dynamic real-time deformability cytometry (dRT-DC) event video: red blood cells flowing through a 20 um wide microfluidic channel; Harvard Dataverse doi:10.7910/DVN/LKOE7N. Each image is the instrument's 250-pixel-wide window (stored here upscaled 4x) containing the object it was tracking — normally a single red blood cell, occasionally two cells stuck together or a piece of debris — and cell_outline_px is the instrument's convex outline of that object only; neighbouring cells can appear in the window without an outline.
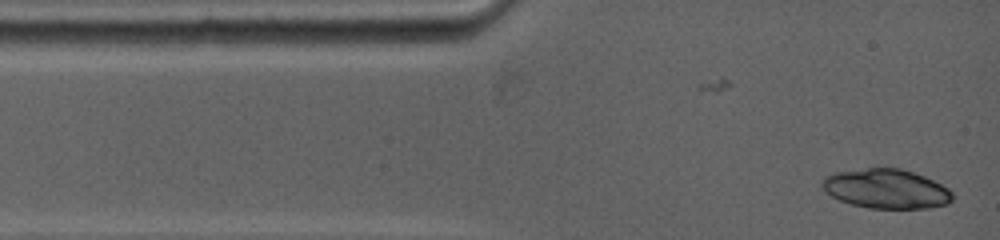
{"species": "common noctule bat (a hibernating species)", "species_latin": "Nyctalus noctula", "temperature_condition": "warm", "stored_images_in_passage": 2, "camera_frame_rate_fps": 5000, "um_per_image_px": 0.085, "animal": {"sex": "female", "body_mass_g": 19.0, "forearm_length_mm": 53.3}, "frame": {"image": 1, "passage_image": 2, "time_ms": 0.8, "image_size_px": [1000, 240], "cell_outline_px": [[952, 200], [944, 204], [920, 208], [872, 208], [852, 204], [840, 200], [832, 196], [824, 188], [824, 180], [828, 176], [840, 172], [868, 168], [900, 168], [924, 176], [948, 188], [952, 192]], "centroid_in_image_um": [75.37, 16.05], "position_along_channel_um": 9.6, "area_um2": 29.02}}